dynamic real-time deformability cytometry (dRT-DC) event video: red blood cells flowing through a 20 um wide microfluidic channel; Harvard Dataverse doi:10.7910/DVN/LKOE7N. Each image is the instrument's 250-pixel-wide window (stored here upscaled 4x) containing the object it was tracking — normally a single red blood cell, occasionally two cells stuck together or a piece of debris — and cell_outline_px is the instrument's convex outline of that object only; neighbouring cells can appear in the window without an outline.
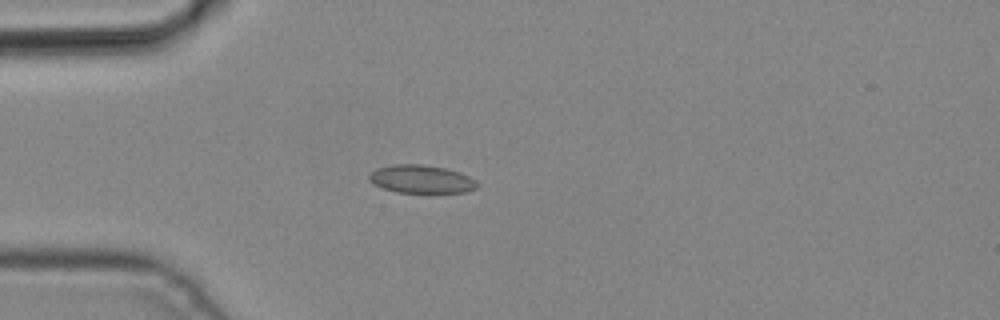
{"species": "common noctule bat (a hibernating species)", "species_latin": "Nyctalus noctula", "temperature_condition": "cold", "stored_images_in_passage": 3, "camera_frame_rate_fps": 3000, "um_per_image_px": 0.085, "animal": {"sex": "male", "body_mass_g": 19.2, "forearm_length_mm": 51.8}, "frame": {"image": 1, "passage_image": 3, "time_ms": 0.667, "image_size_px": [1000, 320], "cell_outline_px": [[480, 184], [476, 188], [468, 192], [396, 192], [384, 188], [368, 180], [368, 176], [376, 168], [392, 164], [424, 164], [444, 168], [460, 172], [476, 180]], "centroid_in_image_um": [35.83, 15.21], "position_along_channel_um": 49.2, "area_um2": 17.69}}